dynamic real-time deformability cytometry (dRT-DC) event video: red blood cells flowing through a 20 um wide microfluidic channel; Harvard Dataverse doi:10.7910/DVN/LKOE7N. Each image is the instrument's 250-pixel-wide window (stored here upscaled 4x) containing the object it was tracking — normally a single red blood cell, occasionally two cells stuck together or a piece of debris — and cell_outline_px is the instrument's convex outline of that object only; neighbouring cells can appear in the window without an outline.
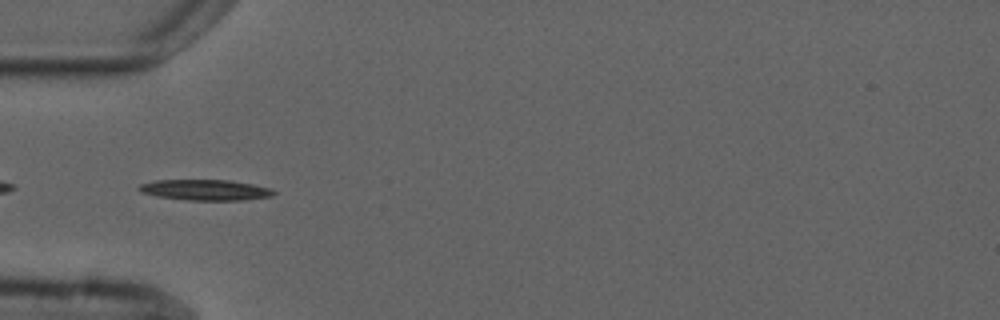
{"species": "common noctule bat (a hibernating species)", "species_latin": "Nyctalus noctula", "temperature_condition": "cold", "stored_images_in_passage": 4, "camera_frame_rate_fps": 3000, "um_per_image_px": 0.085, "animal": {"sex": "male", "forearm_length_mm": 52.5}, "frame": {"image": 1, "passage_image": 4, "time_ms": 3.667, "image_size_px": [1000, 320], "cell_outline_px": [[276, 192], [272, 196], [244, 200], [188, 200], [156, 196], [140, 192], [136, 188], [140, 184], [156, 180], [228, 180], [252, 184], [272, 188]], "centroid_in_image_um": [17.44, 16.14], "position_along_channel_um": 67.6, "area_um2": 16.3}}